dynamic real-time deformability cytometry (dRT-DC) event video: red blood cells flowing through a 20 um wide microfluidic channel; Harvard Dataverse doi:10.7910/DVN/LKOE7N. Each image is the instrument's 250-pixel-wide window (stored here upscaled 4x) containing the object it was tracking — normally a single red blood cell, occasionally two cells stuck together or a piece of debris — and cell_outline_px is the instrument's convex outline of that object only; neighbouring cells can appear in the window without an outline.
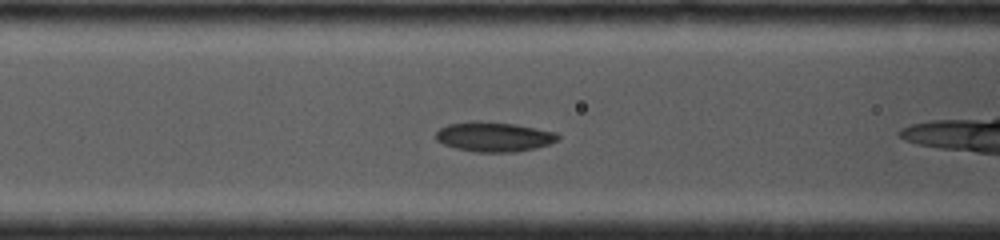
{"species": "common noctule bat (a hibernating species)", "species_latin": "Nyctalus noctula", "temperature_condition": "cold", "stored_images_in_passage": 20, "camera_frame_rate_fps": 4000, "um_per_image_px": 0.085, "animal": {"sex": "female", "body_mass_g": 19.0, "forearm_length_mm": 53.3}, "frame": {"image": 1, "passage_image": 4, "time_ms": 1.75, "image_size_px": [1000, 240], "cell_outline_px": [[560, 136], [556, 140], [548, 144], [536, 148], [512, 152], [476, 152], [456, 148], [444, 144], [436, 140], [436, 132], [440, 128], [448, 124], [476, 120], [516, 124], [556, 132]], "centroid_in_image_um": [41.97, 11.61], "position_along_channel_um": 124.6, "area_um2": 21.1}}
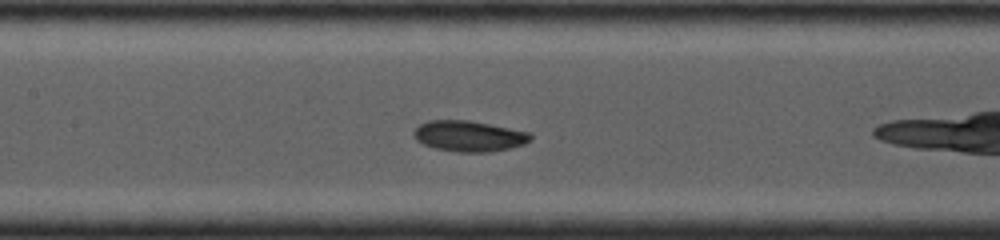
{"frame": {"image": 2, "passage_image": 6, "time_ms": 2.75, "image_size_px": [1000, 240], "cell_outline_px": [[532, 140], [524, 144], [508, 148], [488, 152], [460, 152], [436, 148], [424, 144], [416, 140], [412, 136], [412, 132], [420, 124], [428, 120], [468, 120], [532, 132]], "centroid_in_image_um": [39.87, 11.56], "position_along_channel_um": 167.5, "area_um2": 20.98}}